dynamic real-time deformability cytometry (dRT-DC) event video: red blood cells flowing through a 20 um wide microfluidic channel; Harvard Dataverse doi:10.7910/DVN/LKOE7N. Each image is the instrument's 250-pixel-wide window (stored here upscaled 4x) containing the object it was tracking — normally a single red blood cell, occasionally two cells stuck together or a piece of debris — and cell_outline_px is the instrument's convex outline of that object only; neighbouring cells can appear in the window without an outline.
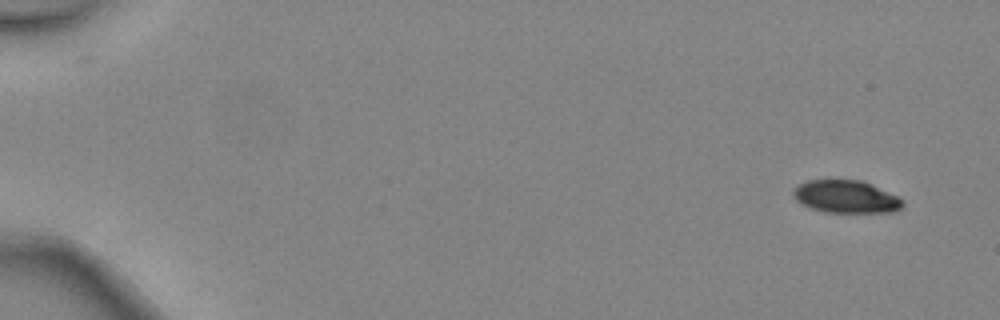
{"species": "common noctule bat (a hibernating species)", "species_latin": "Nyctalus noctula", "temperature_condition": "warm", "stored_images_in_passage": 4, "camera_frame_rate_fps": 3000, "um_per_image_px": 0.085, "animal": {"sex": "female", "body_mass_g": 24.6, "forearm_length_mm": 56.2}, "frame": {"image": 1, "passage_image": 1, "time_ms": 0.0, "image_size_px": [1000, 320], "cell_outline_px": [[904, 204], [900, 208], [892, 212], [824, 212], [800, 204], [792, 196], [792, 188], [808, 180], [860, 180], [896, 196], [904, 200]], "centroid_in_image_um": [71.85, 16.72], "position_along_channel_um": 13.2, "area_um2": 20.63}}
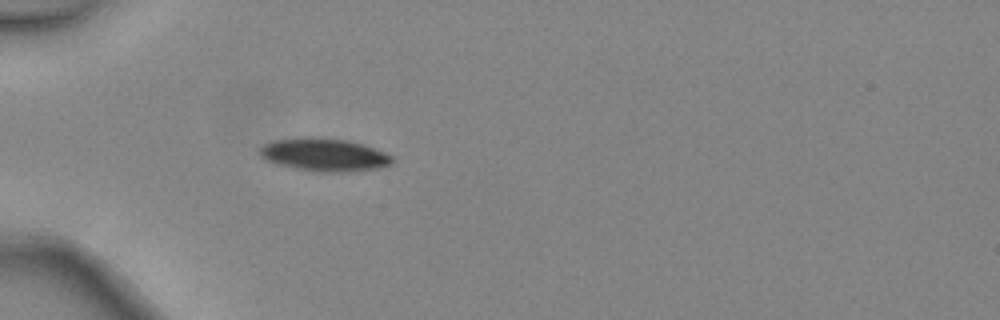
{"frame": {"image": 2, "passage_image": 4, "time_ms": 1.0, "image_size_px": [1000, 320], "cell_outline_px": [[392, 164], [380, 168], [344, 172], [320, 172], [296, 168], [276, 164], [264, 160], [260, 156], [260, 148], [264, 144], [272, 140], [308, 136], [312, 136], [348, 140], [364, 144], [384, 152], [392, 156]], "centroid_in_image_um": [27.54, 13.14], "position_along_channel_um": 57.5, "area_um2": 25.66}}